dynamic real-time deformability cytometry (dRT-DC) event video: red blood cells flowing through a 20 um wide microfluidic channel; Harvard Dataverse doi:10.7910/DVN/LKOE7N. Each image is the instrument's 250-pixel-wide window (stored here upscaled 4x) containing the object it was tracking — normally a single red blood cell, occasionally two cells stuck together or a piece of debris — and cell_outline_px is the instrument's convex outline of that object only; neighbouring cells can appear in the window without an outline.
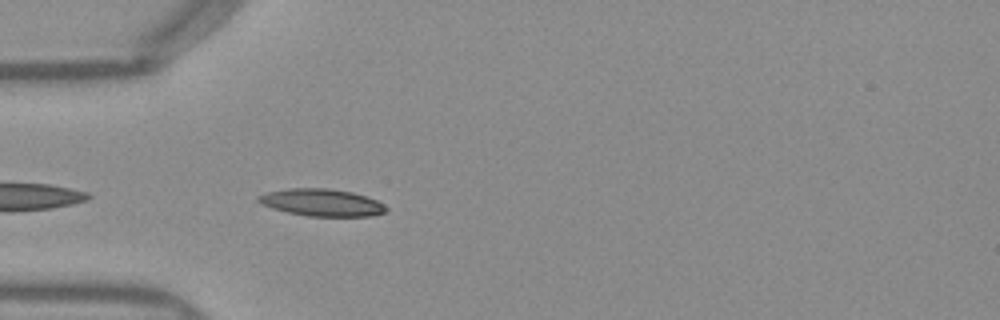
{"species": "Egyptian fruit bat (a non-hibernating species)", "species_latin": "Rousettus aegyptiacus", "temperature_condition": "warm", "stored_images_in_passage": 24, "camera_frame_rate_fps": 3000, "um_per_image_px": 0.085, "frame": {"image": 1, "passage_image": 2, "time_ms": 0.333, "image_size_px": [1000, 320], "cell_outline_px": [[388, 212], [372, 216], [308, 216], [288, 212], [272, 208], [260, 204], [256, 200], [256, 196], [268, 192], [288, 188], [328, 188], [352, 192], [376, 200], [384, 204], [388, 208]], "centroid_in_image_um": [27.35, 17.21], "position_along_channel_um": 57.7, "area_um2": 20.35}}
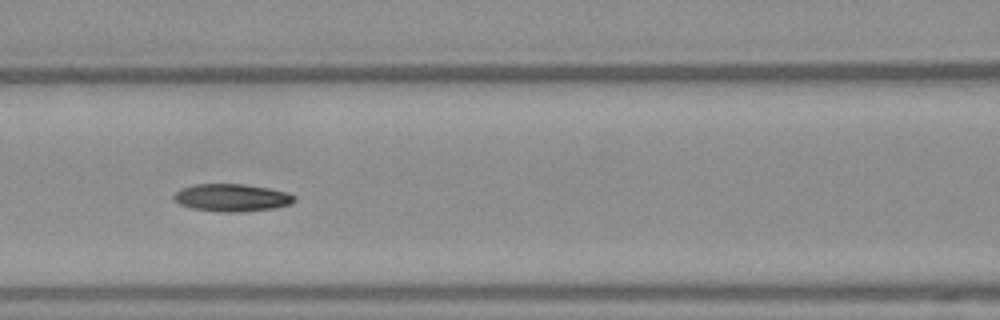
{"frame": {"image": 2, "passage_image": 9, "time_ms": 2.667, "image_size_px": [1000, 320], "cell_outline_px": [[296, 200], [288, 204], [272, 208], [240, 212], [220, 212], [192, 208], [180, 204], [172, 196], [180, 188], [196, 184], [244, 184], [268, 188], [288, 192], [296, 196]], "centroid_in_image_um": [19.7, 16.79], "position_along_channel_um": 146.9, "area_um2": 19.25}}
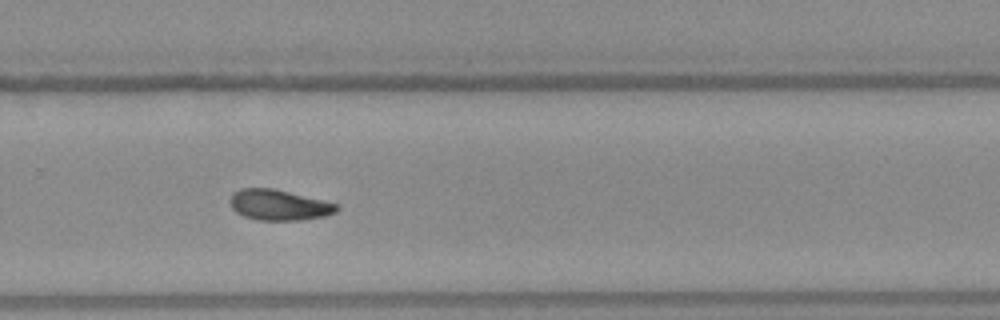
{"frame": {"image": 3, "passage_image": 21, "time_ms": 6.667, "image_size_px": [1000, 320], "cell_outline_px": [[340, 208], [336, 212], [324, 216], [300, 220], [260, 220], [244, 216], [236, 212], [232, 208], [228, 200], [232, 192], [240, 188], [272, 188], [336, 204]], "centroid_in_image_um": [23.64, 17.42], "position_along_channel_um": 306.2, "area_um2": 18.84}}